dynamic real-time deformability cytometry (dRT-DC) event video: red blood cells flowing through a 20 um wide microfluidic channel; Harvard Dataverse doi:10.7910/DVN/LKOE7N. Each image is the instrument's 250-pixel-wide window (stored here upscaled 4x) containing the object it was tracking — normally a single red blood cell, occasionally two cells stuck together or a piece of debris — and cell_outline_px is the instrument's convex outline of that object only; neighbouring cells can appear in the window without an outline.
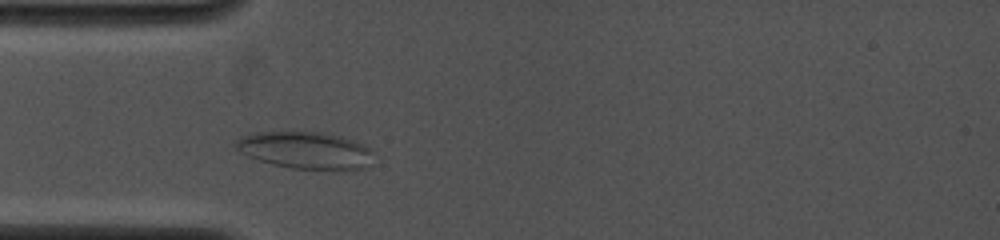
{"species": "common noctule bat (a hibernating species)", "species_latin": "Nyctalus noctula", "temperature_condition": "cold", "stored_images_in_passage": 22, "camera_frame_rate_fps": 4000, "um_per_image_px": 0.085, "animal": {"sex": "female", "body_mass_g": 19.0, "forearm_length_mm": 53.3}, "frame": {"image": 1, "passage_image": 1, "time_ms": 0.0, "image_size_px": [1000, 240], "cell_outline_px": [[368, 152], [364, 168], [292, 168], [272, 164], [248, 156], [240, 152], [232, 144], [236, 140], [244, 136], [256, 132], [320, 132], [340, 136], [364, 144], [368, 148]], "centroid_in_image_um": [25.82, 12.74], "position_along_channel_um": 59.2, "area_um2": 28.61}}
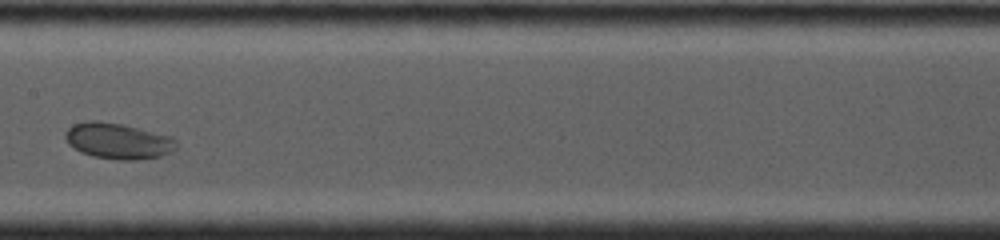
{"frame": {"image": 2, "passage_image": 9, "time_ms": 3.5, "image_size_px": [1000, 240], "cell_outline_px": [[176, 148], [160, 156], [136, 160], [120, 160], [92, 156], [80, 152], [68, 144], [64, 136], [64, 132], [72, 124], [88, 120], [96, 120], [120, 124], [172, 136], [176, 140]], "centroid_in_image_um": [9.98, 11.97], "position_along_channel_um": 197.4, "area_um2": 23.24}}
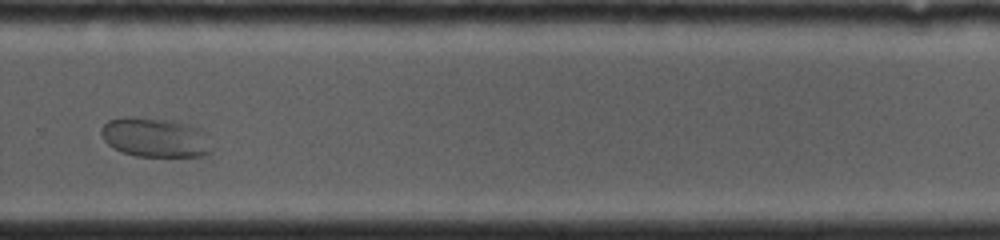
{"frame": {"image": 3, "passage_image": 16, "time_ms": 6.5, "image_size_px": [1000, 240], "cell_outline_px": [[212, 152], [208, 156], [136, 156], [120, 152], [112, 148], [104, 140], [100, 132], [100, 128], [108, 120], [124, 116], [132, 116], [176, 120], [200, 128], [208, 132], [212, 148]], "centroid_in_image_um": [13.23, 11.67], "position_along_channel_um": 316.6, "area_um2": 26.24}}